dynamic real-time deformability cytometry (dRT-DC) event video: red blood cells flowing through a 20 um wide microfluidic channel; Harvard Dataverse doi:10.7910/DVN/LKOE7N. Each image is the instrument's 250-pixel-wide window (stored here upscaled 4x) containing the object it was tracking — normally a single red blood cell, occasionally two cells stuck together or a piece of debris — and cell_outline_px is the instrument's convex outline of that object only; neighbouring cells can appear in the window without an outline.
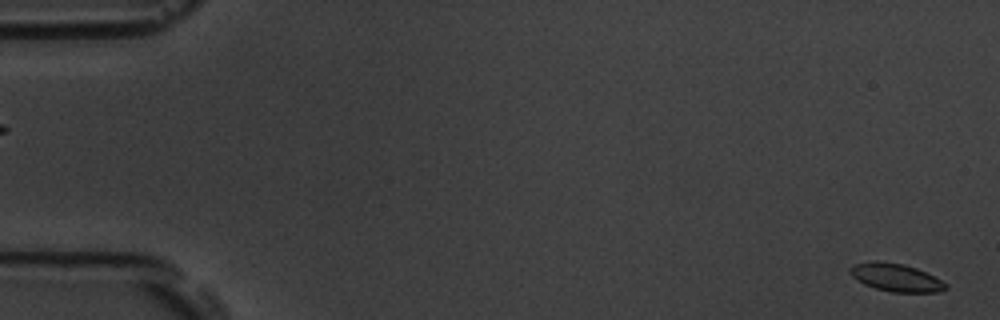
{"species": "common noctule bat (a hibernating species)", "species_latin": "Nyctalus noctula", "temperature_condition": "room temperature", "stored_images_in_passage": 55, "camera_frame_rate_fps": 3000, "um_per_image_px": 0.085, "animal": {"sex": "male", "body_mass_g": 19.5, "forearm_length_mm": 54.6}, "frame": {"image": 1, "passage_image": 1, "time_ms": 0.0, "image_size_px": [1000, 320], "cell_outline_px": [[948, 288], [936, 292], [892, 292], [876, 288], [864, 284], [852, 276], [848, 268], [856, 264], [904, 264], [916, 268], [948, 284]], "centroid_in_image_um": [76.21, 23.64], "position_along_channel_um": 8.8, "area_um2": 14.62}}
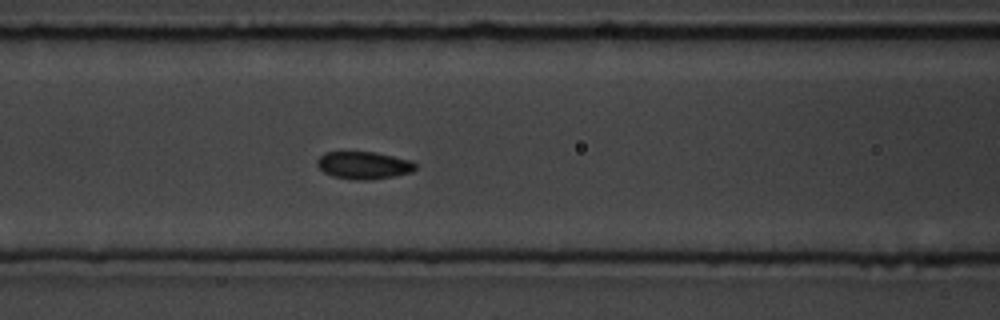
{"frame": {"image": 2, "passage_image": 23, "time_ms": 7.333, "image_size_px": [1000, 320], "cell_outline_px": [[416, 168], [412, 172], [392, 176], [368, 180], [352, 180], [332, 176], [324, 172], [316, 164], [316, 160], [324, 152], [376, 152], [412, 160], [416, 164]], "centroid_in_image_um": [30.91, 14.04], "position_along_channel_um": 135.7, "area_um2": 15.84}}
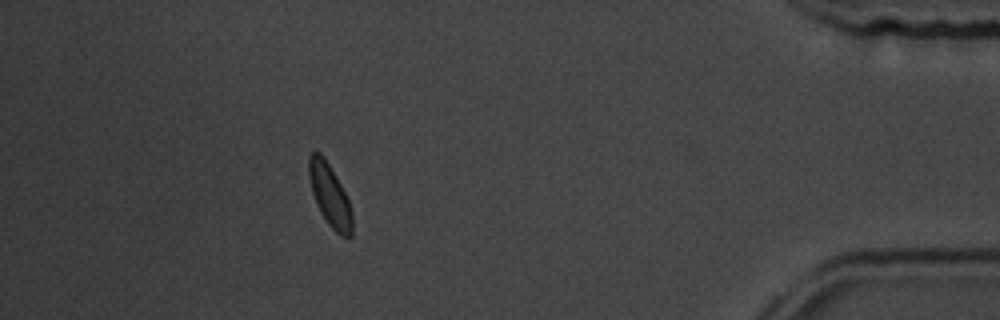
{"frame": {"image": 3, "passage_image": 49, "time_ms": 16.0, "image_size_px": [1000, 320], "cell_outline_px": [[352, 236], [340, 236], [328, 224], [320, 212], [316, 204], [312, 192], [308, 176], [308, 156], [312, 152], [320, 152], [324, 156], [340, 184], [348, 200], [352, 212]], "centroid_in_image_um": [28.01, 16.59], "position_along_channel_um": 407.2, "area_um2": 15.66}}